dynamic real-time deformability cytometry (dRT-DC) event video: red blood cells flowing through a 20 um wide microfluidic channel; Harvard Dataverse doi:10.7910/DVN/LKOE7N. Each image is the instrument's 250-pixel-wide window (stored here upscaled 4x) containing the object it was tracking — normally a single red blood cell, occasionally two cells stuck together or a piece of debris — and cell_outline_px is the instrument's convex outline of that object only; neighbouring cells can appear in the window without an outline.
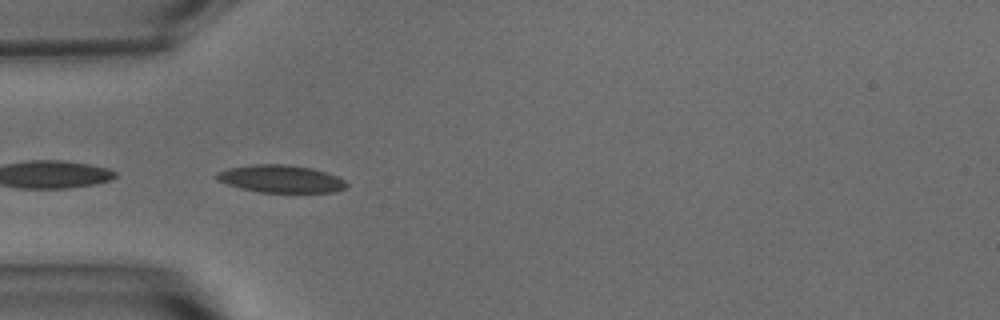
{"species": "common noctule bat (a hibernating species)", "species_latin": "Nyctalus noctula", "temperature_condition": "warm", "stored_images_in_passage": 22, "camera_frame_rate_fps": 3000, "um_per_image_px": 0.085, "animal": {"sex": "male", "body_mass_g": 15.6}, "frame": {"image": 1, "passage_image": 16, "time_ms": 5.0, "image_size_px": [1000, 320], "cell_outline_px": [[348, 184], [344, 188], [336, 192], [260, 192], [240, 188], [216, 180], [216, 172], [228, 168], [252, 164], [288, 164], [312, 168], [328, 172], [344, 180]], "centroid_in_image_um": [23.86, 15.19], "position_along_channel_um": 61.1, "area_um2": 20.92}}